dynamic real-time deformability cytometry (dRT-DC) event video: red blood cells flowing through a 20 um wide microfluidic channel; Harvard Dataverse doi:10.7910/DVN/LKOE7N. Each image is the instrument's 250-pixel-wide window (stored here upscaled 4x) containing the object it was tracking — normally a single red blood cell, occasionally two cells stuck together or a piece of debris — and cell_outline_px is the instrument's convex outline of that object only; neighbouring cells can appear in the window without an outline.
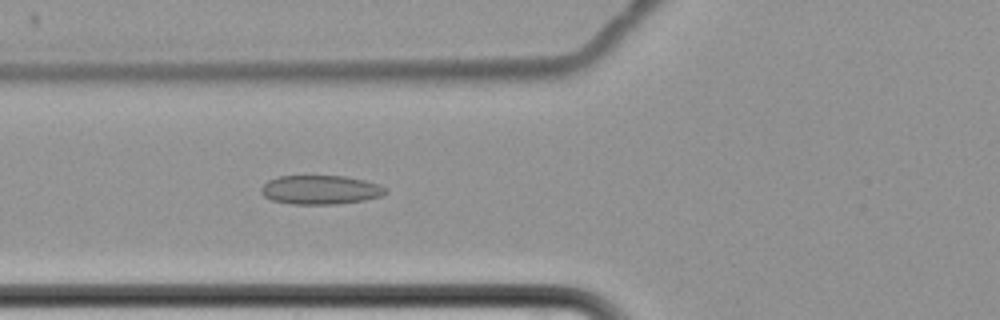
{"species": "common noctule bat (a hibernating species)", "species_latin": "Nyctalus noctula", "temperature_condition": "cold", "stored_images_in_passage": 7, "camera_frame_rate_fps": 3000, "um_per_image_px": 0.085, "animal": {"sex": "female", "body_mass_g": 22.7, "forearm_length_mm": 54.2}, "frame": {"image": 1, "passage_image": 7, "time_ms": 7.333, "image_size_px": [1000, 320], "cell_outline_px": [[388, 192], [380, 196], [364, 200], [336, 204], [292, 204], [272, 200], [264, 196], [260, 192], [260, 188], [268, 180], [280, 176], [344, 176], [364, 180], [380, 184], [388, 188]], "centroid_in_image_um": [27.25, 16.13], "position_along_channel_um": 98.5, "area_um2": 21.1}}